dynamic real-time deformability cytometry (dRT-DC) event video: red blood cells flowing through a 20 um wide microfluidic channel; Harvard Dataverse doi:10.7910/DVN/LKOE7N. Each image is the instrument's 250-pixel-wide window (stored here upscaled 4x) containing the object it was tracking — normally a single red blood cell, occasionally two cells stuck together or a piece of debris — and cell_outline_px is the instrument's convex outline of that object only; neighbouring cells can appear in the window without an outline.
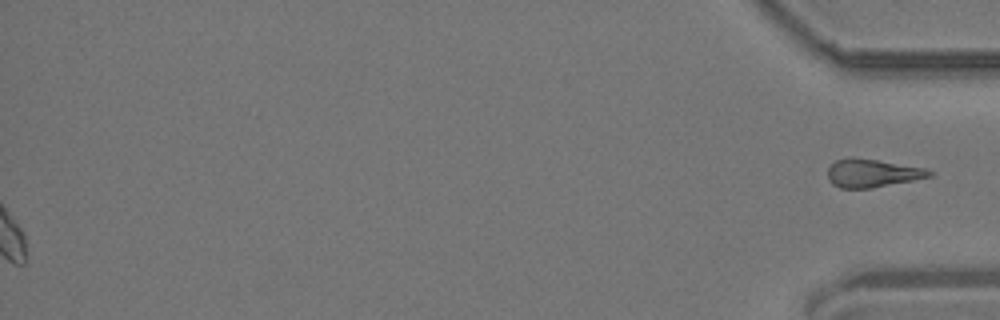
{"species": "common noctule bat (a hibernating species)", "species_latin": "Nyctalus noctula", "temperature_condition": "room temperature", "stored_images_in_passage": 58, "segment_of_instrument_passage": [2, 2], "camera_frame_rate_fps": 3000, "um_per_image_px": 0.085, "animal": {"sex": "male", "body_mass_g": 19.2, "forearm_length_mm": 51.8}, "frame": {"image": 1, "passage_image": 58, "time_ms": 19.0, "image_size_px": [1000, 320], "cell_outline_px": [[932, 176], [872, 188], [840, 188], [832, 184], [828, 180], [828, 168], [836, 160], [848, 156], [852, 156], [924, 168], [932, 172]], "centroid_in_image_um": [74.08, 14.71], "position_along_channel_um": 361.1, "area_um2": 16.59}}